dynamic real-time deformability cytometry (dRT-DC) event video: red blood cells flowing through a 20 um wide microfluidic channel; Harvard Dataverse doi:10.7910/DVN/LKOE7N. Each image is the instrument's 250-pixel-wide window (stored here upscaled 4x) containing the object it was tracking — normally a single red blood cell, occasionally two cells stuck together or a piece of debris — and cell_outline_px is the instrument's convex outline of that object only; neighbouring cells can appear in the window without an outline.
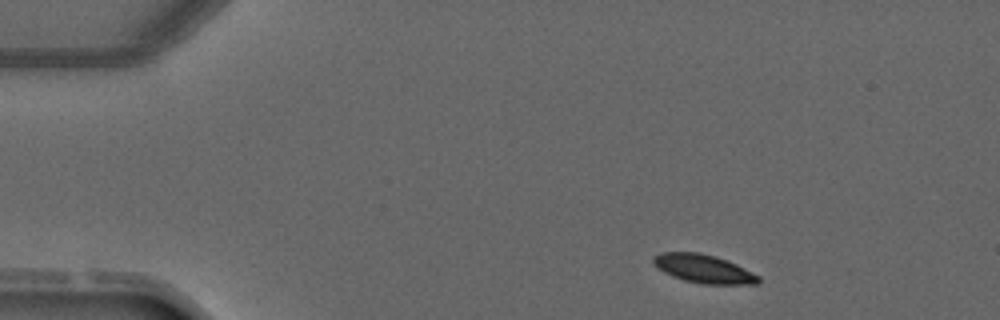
{"species": "common noctule bat (a hibernating species)", "species_latin": "Nyctalus noctula", "temperature_condition": "warm", "stored_images_in_passage": 4, "camera_frame_rate_fps": 3000, "um_per_image_px": 0.085, "animal": {"sex": "male", "forearm_length_mm": 52.5}, "frame": {"image": 1, "passage_image": 1, "time_ms": 0.0, "image_size_px": [1000, 320], "cell_outline_px": [[760, 284], [704, 284], [684, 280], [672, 276], [656, 268], [652, 264], [652, 256], [660, 252], [700, 252], [716, 256], [728, 260], [760, 276]], "centroid_in_image_um": [59.78, 22.83], "position_along_channel_um": 25.2, "area_um2": 17.69}}
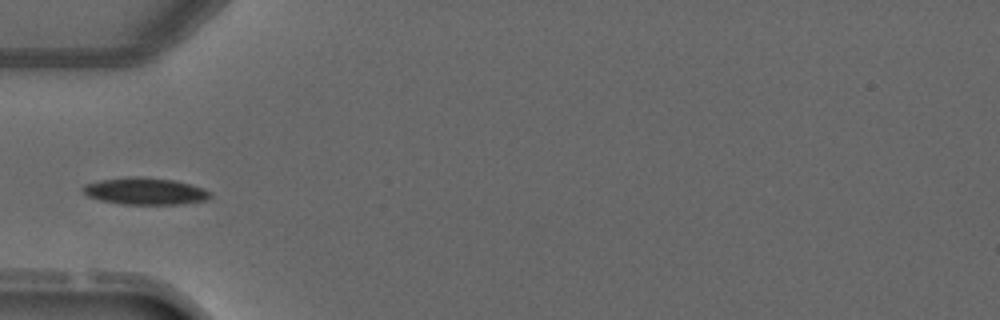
{"frame": {"image": 2, "passage_image": 3, "time_ms": 2.667, "image_size_px": [1000, 320], "cell_outline_px": [[212, 196], [208, 200], [180, 204], [120, 204], [100, 200], [88, 196], [80, 188], [84, 184], [100, 180], [128, 176], [144, 176], [176, 180], [204, 188], [212, 192]], "centroid_in_image_um": [12.35, 16.24], "position_along_channel_um": 72.6, "area_um2": 20.35}}
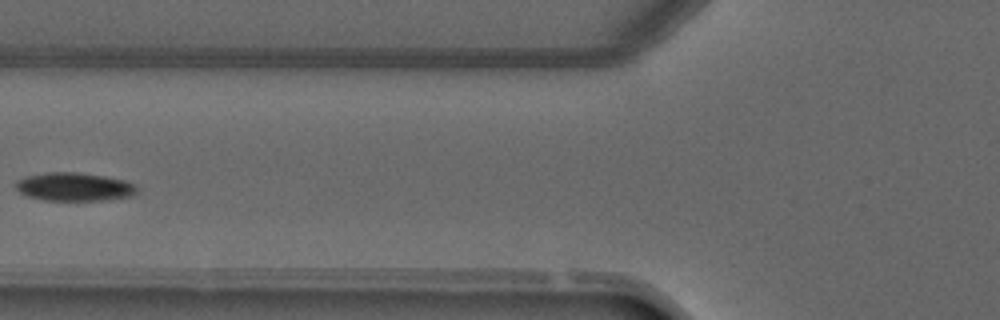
{"frame": {"image": 3, "passage_image": 4, "time_ms": 3.667, "image_size_px": [1000, 320], "cell_outline_px": [[136, 192], [132, 196], [108, 200], [44, 200], [28, 196], [20, 192], [16, 188], [16, 180], [28, 176], [44, 172], [76, 172], [104, 176], [124, 180], [132, 184], [136, 188]], "centroid_in_image_um": [6.29, 15.88], "position_along_channel_um": 119.5, "area_um2": 19.88}}